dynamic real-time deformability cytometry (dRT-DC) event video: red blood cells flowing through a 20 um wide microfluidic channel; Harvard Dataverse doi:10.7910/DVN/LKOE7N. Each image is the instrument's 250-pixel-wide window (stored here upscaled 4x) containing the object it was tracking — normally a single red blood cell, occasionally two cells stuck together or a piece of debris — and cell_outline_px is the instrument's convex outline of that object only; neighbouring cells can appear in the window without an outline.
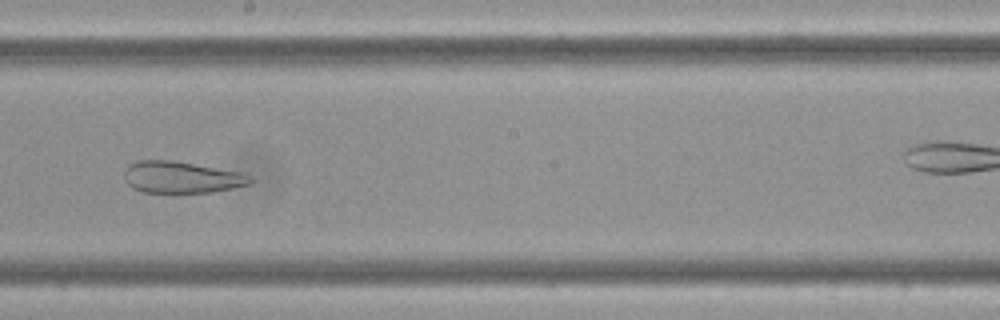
{"species": "Egyptian fruit bat (a non-hibernating species)", "species_latin": "Rousettus aegyptiacus", "temperature_condition": "cold", "stored_images_in_passage": 12, "camera_frame_rate_fps": 3000, "um_per_image_px": 0.085, "frame": {"image": 1, "passage_image": 9, "time_ms": 2.667, "image_size_px": [1000, 320], "cell_outline_px": [[256, 180], [252, 184], [212, 192], [140, 192], [132, 188], [128, 184], [124, 176], [124, 168], [128, 164], [140, 160], [172, 160], [240, 172], [252, 176]], "centroid_in_image_um": [15.44, 15.06], "position_along_channel_um": 232.8, "area_um2": 23.41}}